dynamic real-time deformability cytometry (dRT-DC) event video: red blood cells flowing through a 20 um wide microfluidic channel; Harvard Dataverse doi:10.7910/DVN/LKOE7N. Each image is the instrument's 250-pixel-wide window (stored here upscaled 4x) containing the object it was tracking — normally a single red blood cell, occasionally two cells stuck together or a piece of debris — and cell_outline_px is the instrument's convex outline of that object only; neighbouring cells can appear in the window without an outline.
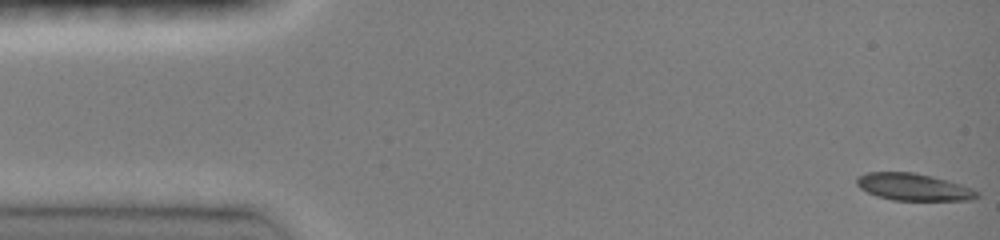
{"species": "common noctule bat (a hibernating species)", "species_latin": "Nyctalus noctula", "temperature_condition": "room temperature", "stored_images_in_passage": 47, "camera_frame_rate_fps": 3000, "um_per_image_px": 0.085, "animal": {"sex": "female", "body_mass_g": 19.0, "forearm_length_mm": 51.5}, "frame": {"image": 1, "passage_image": 1, "time_ms": 0.0, "image_size_px": [1000, 240], "cell_outline_px": [[980, 196], [972, 200], [892, 200], [876, 196], [860, 188], [856, 184], [856, 176], [868, 172], [912, 172], [932, 176], [960, 184], [972, 188], [980, 192]], "centroid_in_image_um": [77.64, 15.89], "position_along_channel_um": 7.4, "area_um2": 19.07}}
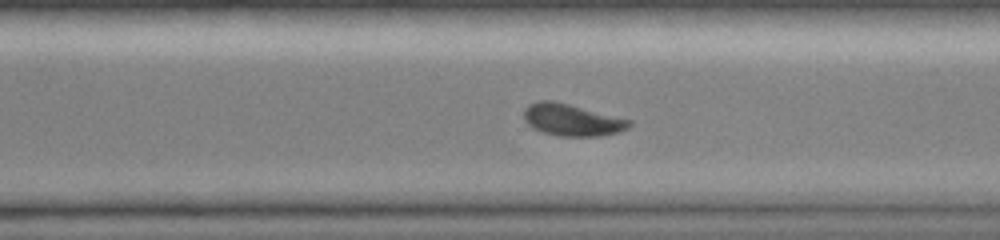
{"frame": {"image": 2, "passage_image": 33, "time_ms": 10.667, "image_size_px": [1000, 240], "cell_outline_px": [[632, 124], [628, 128], [620, 132], [596, 136], [560, 136], [544, 132], [532, 128], [524, 120], [524, 108], [528, 104], [540, 100], [552, 100], [632, 120]], "centroid_in_image_um": [48.6, 10.19], "position_along_channel_um": 322.0, "area_um2": 19.54}}
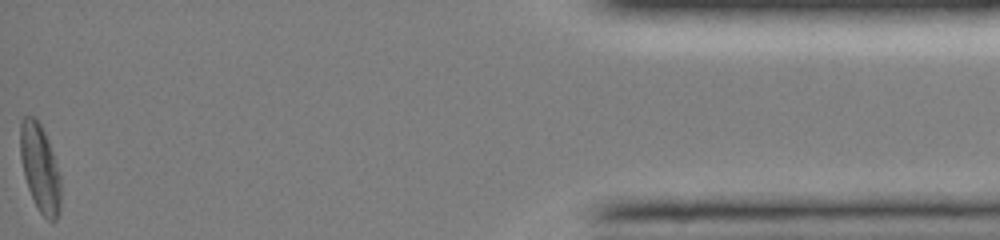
{"frame": {"image": 3, "passage_image": 47, "time_ms": 15.333, "image_size_px": [1000, 240], "cell_outline_px": [[60, 208], [56, 220], [48, 220], [40, 212], [28, 188], [24, 176], [20, 160], [20, 124], [24, 116], [36, 116], [48, 140], [60, 176]], "centroid_in_image_um": [3.38, 14.26], "position_along_channel_um": 431.8, "area_um2": 20.52}, "authors_computed_cell_mechanics": {"area_um2": 19.5364, "velocity_mm_per_s": 4.091, "shape_relaxation_time_tau1_ms": 2.7932, "shape_relaxation_time_tau2_ms": null, "deformation_change_tau1": 0.1356, "deformation_change_tau2": null}}